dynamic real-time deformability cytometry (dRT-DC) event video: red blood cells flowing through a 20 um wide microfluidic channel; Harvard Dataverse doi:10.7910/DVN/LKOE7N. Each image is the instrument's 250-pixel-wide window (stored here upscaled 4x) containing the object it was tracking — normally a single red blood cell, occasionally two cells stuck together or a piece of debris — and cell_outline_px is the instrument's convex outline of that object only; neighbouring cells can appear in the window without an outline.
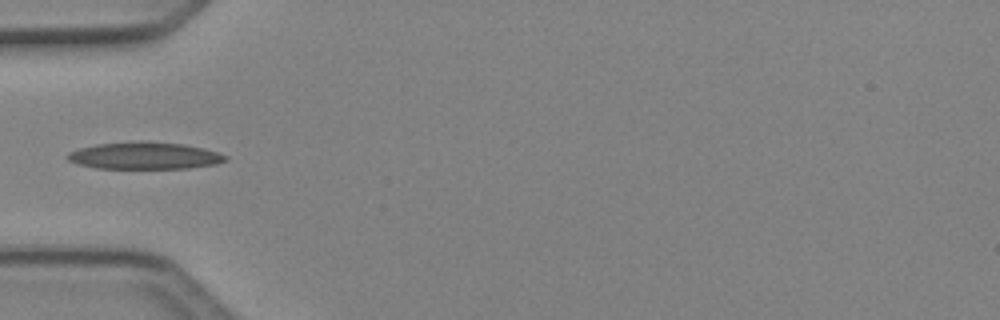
{"species": "Egyptian fruit bat (a non-hibernating species)", "species_latin": "Rousettus aegyptiacus", "temperature_condition": "cold", "stored_images_in_passage": 4, "camera_frame_rate_fps": 3000, "um_per_image_px": 0.085, "animal": {"sex": "female"}, "frame": {"image": 1, "passage_image": 4, "time_ms": 1.0, "image_size_px": [1000, 320], "cell_outline_px": [[228, 160], [216, 164], [188, 168], [96, 168], [80, 164], [68, 160], [64, 156], [68, 152], [80, 148], [96, 144], [140, 140], [144, 140], [184, 144], [204, 148], [228, 156]], "centroid_in_image_um": [12.29, 13.22], "position_along_channel_um": 72.7, "area_um2": 25.09}}